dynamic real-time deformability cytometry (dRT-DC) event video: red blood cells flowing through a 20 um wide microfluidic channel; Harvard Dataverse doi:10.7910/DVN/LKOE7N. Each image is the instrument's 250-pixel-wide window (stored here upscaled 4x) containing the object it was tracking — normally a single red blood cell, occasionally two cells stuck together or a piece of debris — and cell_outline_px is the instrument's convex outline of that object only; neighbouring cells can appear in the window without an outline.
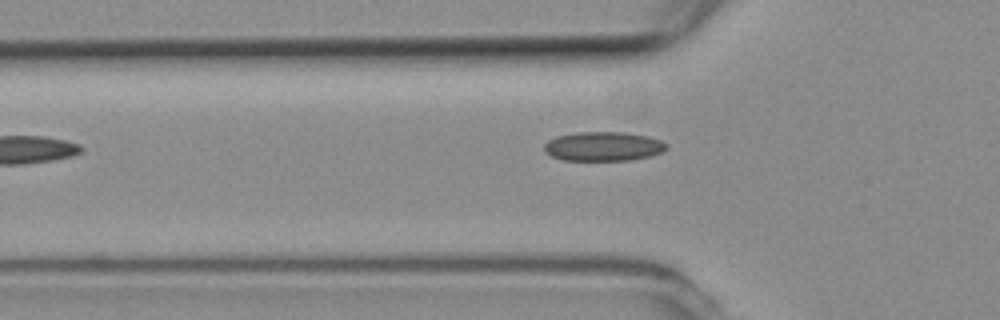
{"species": "common noctule bat (a hibernating species)", "species_latin": "Nyctalus noctula", "temperature_condition": "room temperature", "stored_images_in_passage": 5, "camera_frame_rate_fps": 3000, "um_per_image_px": 0.085, "animal": {"sex": "female", "body_mass_g": 19.3, "forearm_length_mm": 54.1}, "frame": {"image": 1, "passage_image": 2, "time_ms": 0.333, "image_size_px": [1000, 320], "cell_outline_px": [[668, 148], [664, 152], [652, 156], [628, 160], [564, 160], [552, 156], [544, 152], [544, 144], [548, 140], [556, 136], [580, 132], [624, 132], [648, 136], [660, 140], [668, 144]], "centroid_in_image_um": [51.31, 12.44], "position_along_channel_um": 74.5, "area_um2": 20.98}}